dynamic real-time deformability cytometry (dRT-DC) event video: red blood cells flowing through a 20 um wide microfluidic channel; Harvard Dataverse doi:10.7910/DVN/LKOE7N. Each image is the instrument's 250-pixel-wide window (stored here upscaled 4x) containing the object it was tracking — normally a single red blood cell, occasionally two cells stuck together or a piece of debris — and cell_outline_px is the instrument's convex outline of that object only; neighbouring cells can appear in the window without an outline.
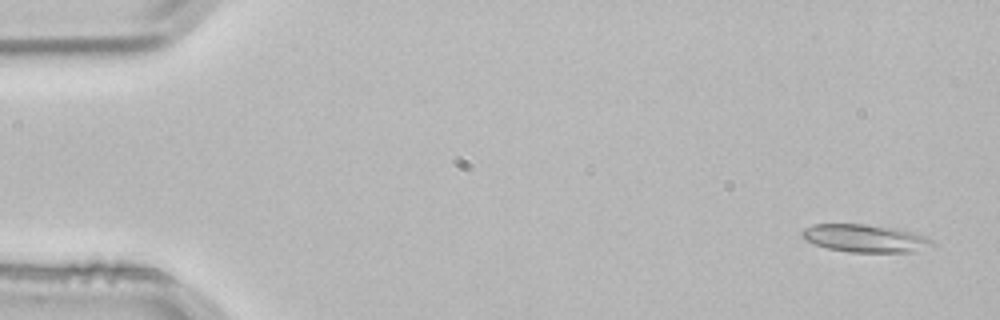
{"species": "common noctule bat (a hibernating species)", "species_latin": "Nyctalus noctula", "temperature_condition": "room temperature", "stored_images_in_passage": 4, "camera_frame_rate_fps": 3000, "um_per_image_px": 0.085, "animal": {"sex": "male", "body_mass_g": 21.5, "forearm_length_mm": 52.0}, "frame": {"image": 1, "passage_image": 1, "time_ms": 0.0, "image_size_px": [1000, 320], "cell_outline_px": [[936, 244], [916, 252], [848, 252], [828, 248], [804, 240], [800, 236], [800, 232], [804, 228], [816, 224], [864, 224], [900, 228], [916, 232], [932, 240]], "centroid_in_image_um": [73.56, 20.25], "position_along_channel_um": 11.4, "area_um2": 21.39}}
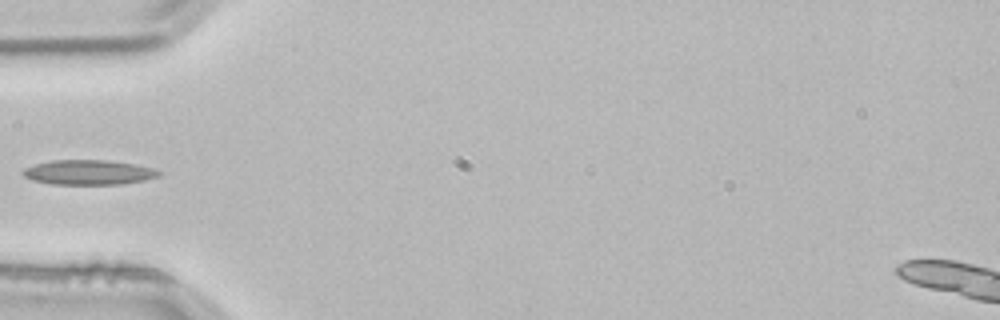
{"frame": {"image": 2, "passage_image": 4, "time_ms": 1.0, "image_size_px": [1000, 320], "cell_outline_px": [[164, 172], [160, 176], [144, 180], [120, 184], [52, 184], [32, 180], [24, 176], [20, 172], [24, 168], [36, 164], [52, 160], [108, 160], [136, 164], [156, 168]], "centroid_in_image_um": [7.58, 14.64], "position_along_channel_um": 77.4, "area_um2": 19.83}}